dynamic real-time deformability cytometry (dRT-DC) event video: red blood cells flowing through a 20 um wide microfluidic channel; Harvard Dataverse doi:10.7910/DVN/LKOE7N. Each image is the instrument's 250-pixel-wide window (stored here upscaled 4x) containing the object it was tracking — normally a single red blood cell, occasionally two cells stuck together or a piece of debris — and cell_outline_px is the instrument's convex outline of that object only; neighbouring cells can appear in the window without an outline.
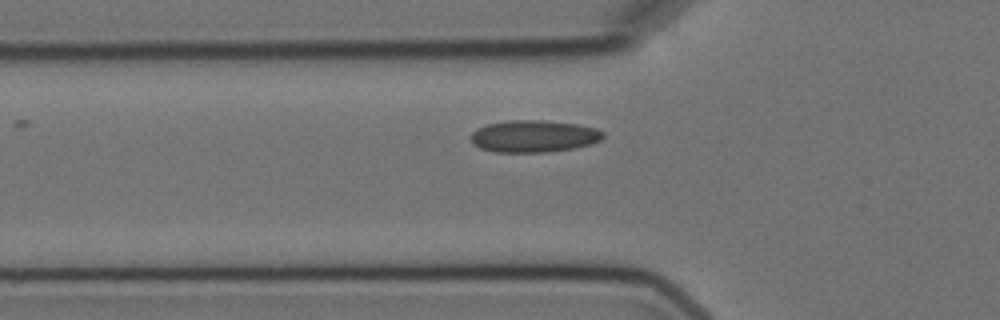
{"species": "Egyptian fruit bat (a non-hibernating species)", "species_latin": "Rousettus aegyptiacus", "temperature_condition": "cold", "stored_images_in_passage": 4, "camera_frame_rate_fps": 3000, "um_per_image_px": 0.085, "animal": {"sex": "female"}, "frame": {"image": 1, "passage_image": 4, "time_ms": 3.333, "image_size_px": [1000, 320], "cell_outline_px": [[604, 136], [600, 140], [592, 144], [572, 148], [548, 152], [492, 152], [480, 148], [472, 144], [472, 132], [476, 128], [488, 124], [508, 120], [544, 120], [576, 124], [596, 128], [604, 132]], "centroid_in_image_um": [45.36, 11.58], "position_along_channel_um": 80.4, "area_um2": 24.8}}